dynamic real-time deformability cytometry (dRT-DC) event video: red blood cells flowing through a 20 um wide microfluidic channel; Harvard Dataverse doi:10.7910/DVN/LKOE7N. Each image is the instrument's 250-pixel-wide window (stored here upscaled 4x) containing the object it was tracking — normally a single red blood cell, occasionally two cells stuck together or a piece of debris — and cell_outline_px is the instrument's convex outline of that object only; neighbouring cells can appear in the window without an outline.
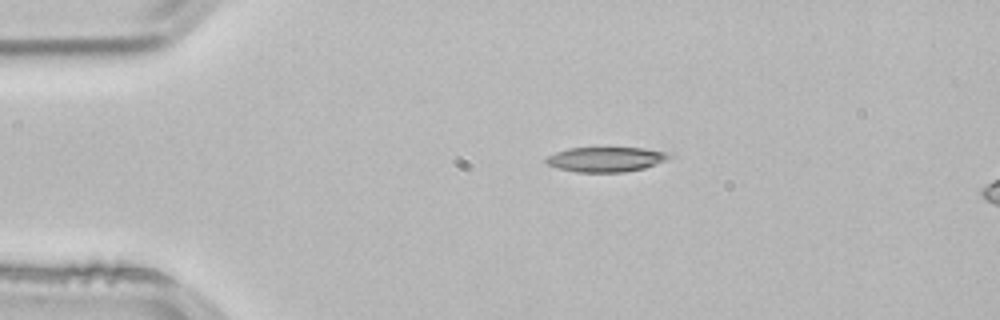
{"species": "common noctule bat (a hibernating species)", "species_latin": "Nyctalus noctula", "temperature_condition": "room temperature", "stored_images_in_passage": 3, "segment_of_instrument_passage": [1, 2], "camera_frame_rate_fps": 3000, "um_per_image_px": 0.085, "animal": {"sex": "male", "body_mass_g": 21.5, "forearm_length_mm": 52.0}, "frame": {"image": 1, "passage_image": 1, "time_ms": 0.0, "image_size_px": [1000, 320], "cell_outline_px": [[676, 156], [656, 164], [644, 168], [624, 172], [576, 172], [560, 168], [548, 164], [544, 160], [548, 156], [556, 152], [568, 148], [644, 148], [676, 152]], "centroid_in_image_um": [51.62, 13.53], "position_along_channel_um": 33.4, "area_um2": 18.03}}